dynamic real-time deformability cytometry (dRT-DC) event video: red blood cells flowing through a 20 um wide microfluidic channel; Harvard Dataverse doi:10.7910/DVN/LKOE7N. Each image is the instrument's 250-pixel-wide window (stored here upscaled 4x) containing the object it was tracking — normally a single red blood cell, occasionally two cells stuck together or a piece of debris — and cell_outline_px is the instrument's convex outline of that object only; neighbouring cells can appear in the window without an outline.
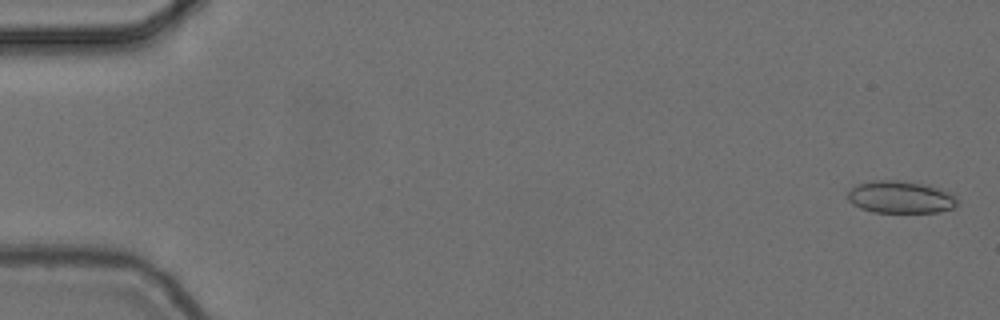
{"species": "common noctule bat (a hibernating species)", "species_latin": "Nyctalus noctula", "temperature_condition": "cold", "stored_images_in_passage": 6, "camera_frame_rate_fps": 3000, "um_per_image_px": 0.085, "animal": {"sex": "female", "body_mass_g": 24.6, "forearm_length_mm": 56.2}, "frame": {"image": 1, "passage_image": 2, "time_ms": 0.333, "image_size_px": [1000, 320], "cell_outline_px": [[960, 200], [956, 208], [936, 212], [872, 212], [860, 208], [852, 204], [848, 200], [848, 192], [856, 184], [872, 180], [900, 180], [928, 184], [948, 192], [956, 196]], "centroid_in_image_um": [76.57, 16.75], "position_along_channel_um": 8.4, "area_um2": 20.98}}